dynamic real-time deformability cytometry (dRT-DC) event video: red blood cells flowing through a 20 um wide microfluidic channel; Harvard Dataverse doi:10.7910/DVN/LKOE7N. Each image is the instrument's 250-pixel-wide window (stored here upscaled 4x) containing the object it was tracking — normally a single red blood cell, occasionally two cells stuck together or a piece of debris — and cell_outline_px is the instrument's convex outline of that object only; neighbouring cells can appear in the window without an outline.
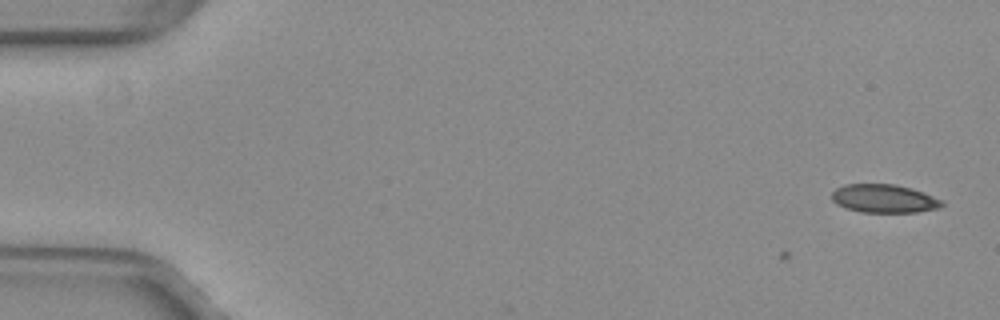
{"species": "common noctule bat (a hibernating species)", "species_latin": "Nyctalus noctula", "temperature_condition": "warm", "stored_images_in_passage": 2, "camera_frame_rate_fps": 3000, "um_per_image_px": 0.085, "animal": {"sex": "female", "body_mass_g": 29.2, "forearm_length_mm": 56.3}, "frame": {"image": 1, "passage_image": 2, "time_ms": 0.333, "image_size_px": [1000, 320], "cell_outline_px": [[944, 204], [940, 208], [916, 212], [860, 212], [844, 208], [836, 204], [832, 200], [832, 192], [836, 188], [844, 184], [896, 184], [912, 188], [924, 192], [944, 200]], "centroid_in_image_um": [75.16, 16.88], "position_along_channel_um": 9.8, "area_um2": 18.5}}